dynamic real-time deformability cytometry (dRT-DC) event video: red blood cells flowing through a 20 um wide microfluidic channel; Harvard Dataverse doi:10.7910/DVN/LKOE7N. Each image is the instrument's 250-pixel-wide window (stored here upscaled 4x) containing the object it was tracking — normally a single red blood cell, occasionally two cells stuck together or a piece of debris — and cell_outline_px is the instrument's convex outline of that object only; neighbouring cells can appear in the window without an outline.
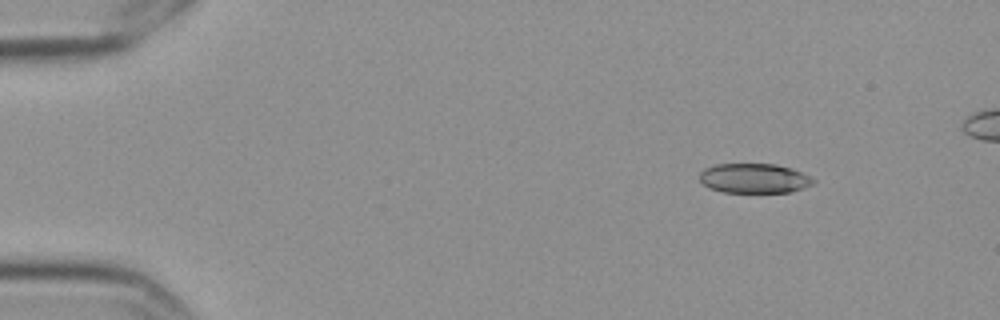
{"species": "Egyptian fruit bat (a non-hibernating species)", "species_latin": "Rousettus aegyptiacus", "temperature_condition": "cold", "stored_images_in_passage": 2, "camera_frame_rate_fps": 3000, "um_per_image_px": 0.085, "frame": {"image": 1, "passage_image": 1, "time_ms": 0.0, "image_size_px": [1000, 320], "cell_outline_px": [[816, 180], [812, 184], [804, 188], [788, 192], [724, 192], [708, 188], [700, 180], [700, 172], [704, 168], [716, 164], [776, 164], [792, 168]], "centroid_in_image_um": [64.08, 15.15], "position_along_channel_um": 20.9, "area_um2": 19.59}}